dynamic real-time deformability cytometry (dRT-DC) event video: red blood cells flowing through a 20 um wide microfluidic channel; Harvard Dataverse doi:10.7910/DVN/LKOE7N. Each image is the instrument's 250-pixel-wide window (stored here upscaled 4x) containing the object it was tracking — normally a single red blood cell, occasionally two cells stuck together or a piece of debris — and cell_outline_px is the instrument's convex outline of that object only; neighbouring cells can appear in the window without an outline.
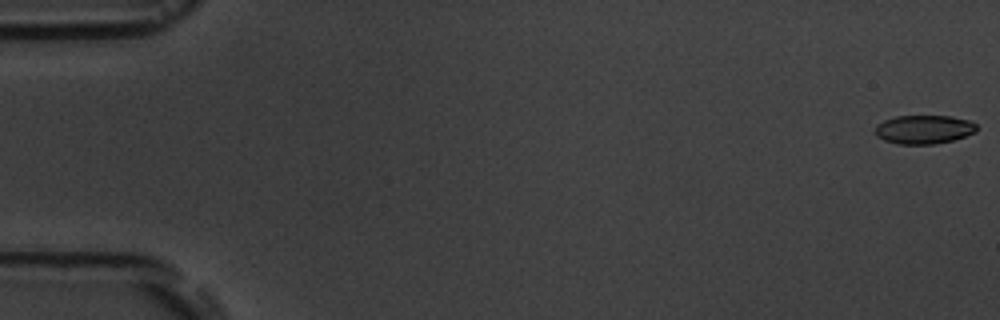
{"species": "common noctule bat (a hibernating species)", "species_latin": "Nyctalus noctula", "temperature_condition": "room temperature", "stored_images_in_passage": 17, "camera_frame_rate_fps": 3000, "um_per_image_px": 0.085, "animal": {"sex": "male", "body_mass_g": 19.5, "forearm_length_mm": 54.6}, "frame": {"image": 1, "passage_image": 1, "time_ms": 0.0, "image_size_px": [1000, 320], "cell_outline_px": [[976, 132], [952, 140], [936, 144], [900, 144], [884, 140], [876, 136], [876, 124], [884, 120], [896, 116], [952, 116], [968, 120], [976, 124]], "centroid_in_image_um": [78.52, 11.0], "position_along_channel_um": 6.5, "area_um2": 16.94}}
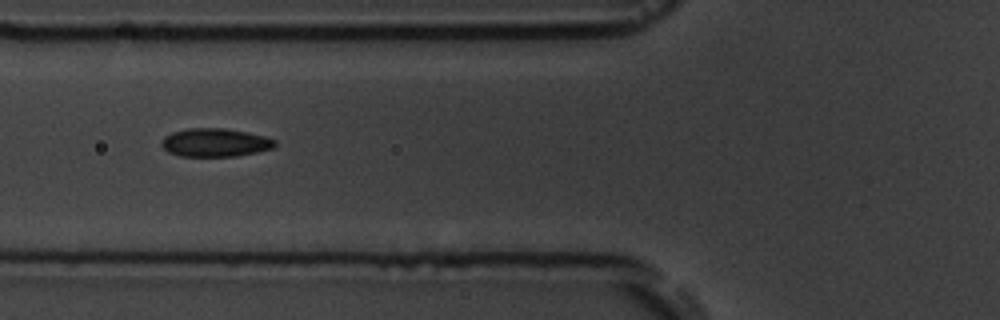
{"frame": {"image": 2, "passage_image": 7, "time_ms": 7.0, "image_size_px": [1000, 320], "cell_outline_px": [[276, 144], [272, 148], [256, 152], [236, 156], [180, 156], [168, 152], [160, 144], [160, 140], [164, 136], [172, 132], [188, 128], [224, 128], [248, 132], [264, 136], [276, 140]], "centroid_in_image_um": [18.25, 12.11], "position_along_channel_um": 107.5, "area_um2": 18.79}}
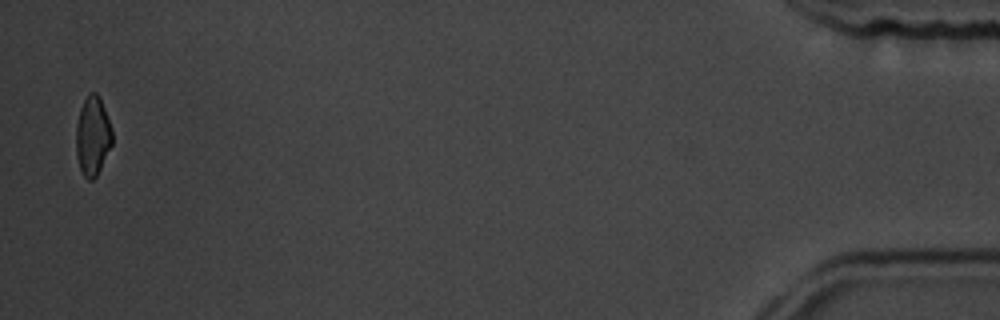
{"frame": {"image": 3, "passage_image": 17, "time_ms": 18.333, "image_size_px": [1000, 320], "cell_outline_px": [[112, 144], [96, 176], [92, 180], [88, 180], [84, 176], [80, 168], [76, 156], [76, 124], [80, 108], [88, 92], [96, 92], [100, 96], [112, 128]], "centroid_in_image_um": [7.87, 11.52], "position_along_channel_um": 427.3, "area_um2": 16.76}, "authors_computed_cell_mechanics": {"area_um2": 17.9758, "velocity_mm_per_s": 3.633, "shape_relaxation_time_tau1_ms": 3.733, "shape_relaxation_time_tau2_ms": 2.7033, "deformation_change_tau1": 0.086, "deformation_change_tau2": 0.0576}}